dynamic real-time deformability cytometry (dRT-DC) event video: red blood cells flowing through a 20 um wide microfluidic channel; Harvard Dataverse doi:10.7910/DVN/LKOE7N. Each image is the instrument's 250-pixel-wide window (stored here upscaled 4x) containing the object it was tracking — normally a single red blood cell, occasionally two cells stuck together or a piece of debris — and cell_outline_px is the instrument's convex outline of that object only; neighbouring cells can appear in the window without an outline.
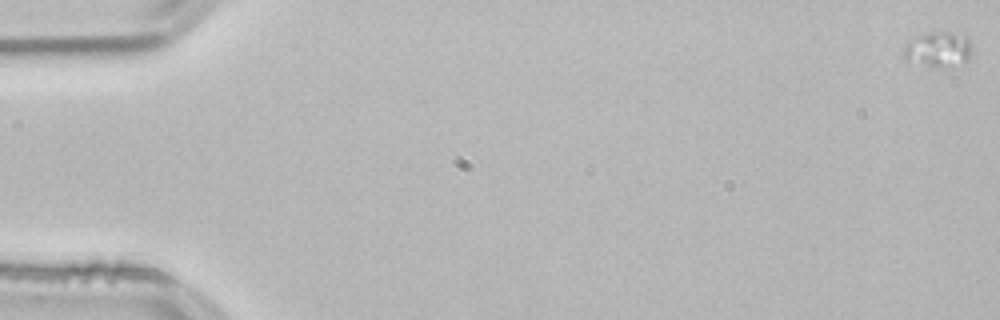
{"species": "common noctule bat (a hibernating species)", "species_latin": "Nyctalus noctula", "temperature_condition": "room temperature", "stored_images_in_passage": 19, "camera_frame_rate_fps": 3000, "um_per_image_px": 0.085, "animal": {"sex": "male", "body_mass_g": 21.5, "forearm_length_mm": 52.0}, "frame": {"image": 1, "passage_image": 1, "time_ms": 0.0, "image_size_px": [1000, 320], "cell_outline_px": [[972, 52], [968, 60], [964, 64], [928, 64], [904, 60], [904, 48], [908, 40], [916, 36], [928, 32], [964, 32], [968, 36]], "centroid_in_image_um": [79.79, 4.12], "position_along_channel_um": 5.2, "area_um2": 13.81}}